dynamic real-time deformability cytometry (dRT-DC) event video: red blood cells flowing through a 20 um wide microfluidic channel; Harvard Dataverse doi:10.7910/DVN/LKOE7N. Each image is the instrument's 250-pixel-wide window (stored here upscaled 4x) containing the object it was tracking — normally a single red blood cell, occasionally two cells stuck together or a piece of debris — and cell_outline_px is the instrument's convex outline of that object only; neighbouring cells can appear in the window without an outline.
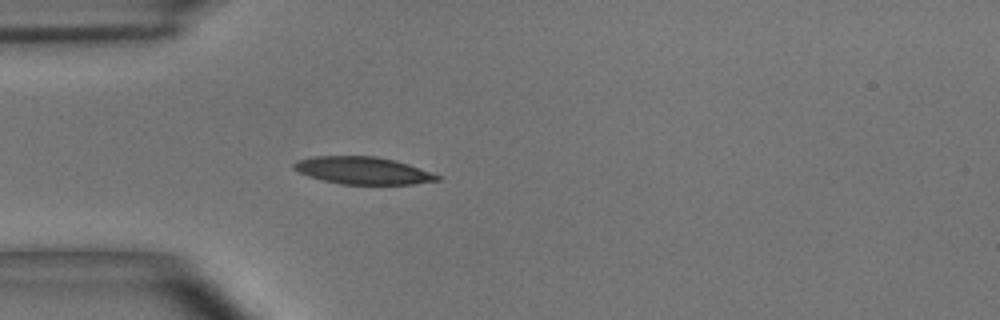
{"species": "common noctule bat (a hibernating species)", "species_latin": "Nyctalus noctula", "temperature_condition": "room temperature", "stored_images_in_passage": 40, "camera_frame_rate_fps": 3000, "um_per_image_px": 0.085, "animal": {"sex": "male", "body_mass_g": 15.6}, "frame": {"image": 1, "passage_image": 1, "time_ms": 0.0, "image_size_px": [1000, 320], "cell_outline_px": [[440, 180], [412, 184], [340, 184], [308, 176], [296, 172], [292, 168], [292, 164], [296, 160], [312, 156], [376, 156], [396, 160], [408, 164], [440, 176]], "centroid_in_image_um": [30.77, 14.48], "position_along_channel_um": 54.2, "area_um2": 22.89}}
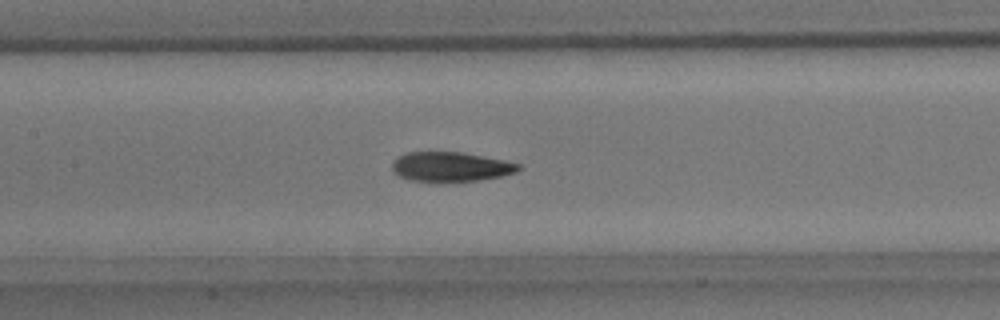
{"frame": {"image": 2, "passage_image": 11, "time_ms": 3.333, "image_size_px": [1000, 320], "cell_outline_px": [[520, 168], [516, 172], [500, 176], [480, 180], [412, 180], [400, 176], [392, 168], [392, 164], [404, 152], [460, 152], [504, 160], [520, 164]], "centroid_in_image_um": [38.34, 14.15], "position_along_channel_um": 169.1, "area_um2": 21.04}}
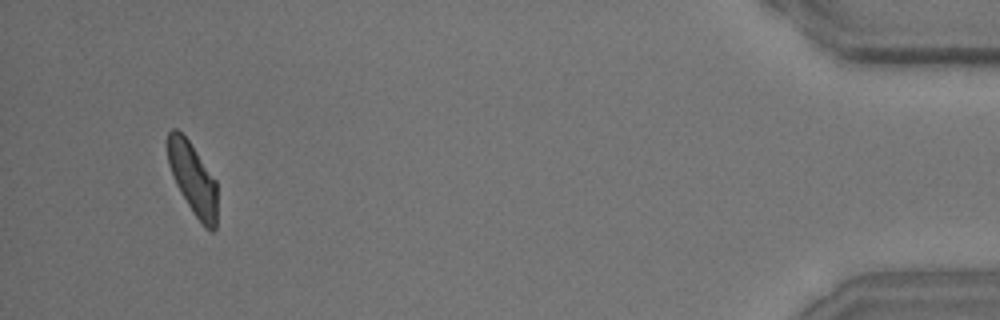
{"frame": {"image": 3, "passage_image": 38, "time_ms": 12.333, "image_size_px": [1000, 320], "cell_outline_px": [[216, 228], [212, 232], [204, 228], [192, 212], [176, 184], [172, 176], [168, 164], [168, 132], [172, 128], [176, 128], [188, 140], [216, 180]], "centroid_in_image_um": [16.39, 15.22], "position_along_channel_um": 418.8, "area_um2": 20.58}, "authors_computed_cell_mechanics": {"area_um2": 22.253, "velocity_mm_per_s": 3.6038, "shape_relaxation_time_tau1_ms": 5.4525, "shape_relaxation_time_tau2_ms": 4.2896, "deformation_change_tau1": 0.1761, "deformation_change_tau2": 0.0723}}